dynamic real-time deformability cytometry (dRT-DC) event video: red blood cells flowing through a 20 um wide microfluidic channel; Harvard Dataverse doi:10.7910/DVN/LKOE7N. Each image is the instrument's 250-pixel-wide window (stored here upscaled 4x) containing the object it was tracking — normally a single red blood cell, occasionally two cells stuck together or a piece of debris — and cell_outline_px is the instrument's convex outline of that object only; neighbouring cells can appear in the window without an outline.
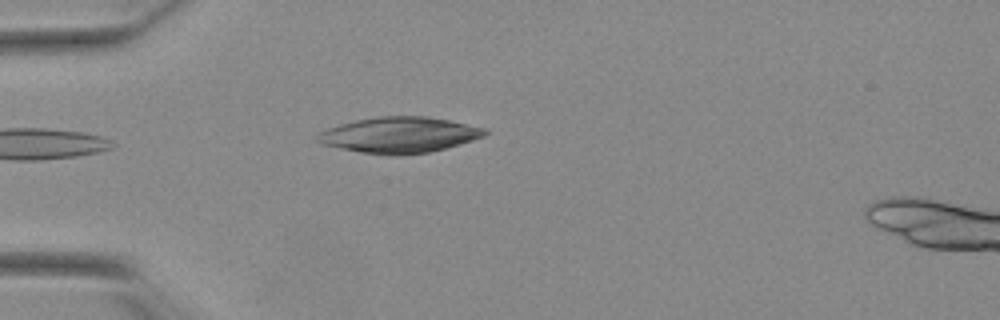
{"species": "Egyptian fruit bat (a non-hibernating species)", "species_latin": "Rousettus aegyptiacus", "temperature_condition": "warm", "stored_images_in_passage": 36, "camera_frame_rate_fps": 3000, "um_per_image_px": 0.085, "animal": {"sex": "female"}, "frame": {"image": 1, "passage_image": 1, "time_ms": 0.0, "image_size_px": [1000, 320], "cell_outline_px": [[488, 132], [484, 136], [460, 144], [428, 152], [360, 152], [320, 144], [316, 140], [316, 136], [320, 132], [328, 128], [340, 124], [356, 120], [380, 116], [428, 116], [488, 128]], "centroid_in_image_um": [33.95, 11.42], "position_along_channel_um": 51.0, "area_um2": 33.93}}
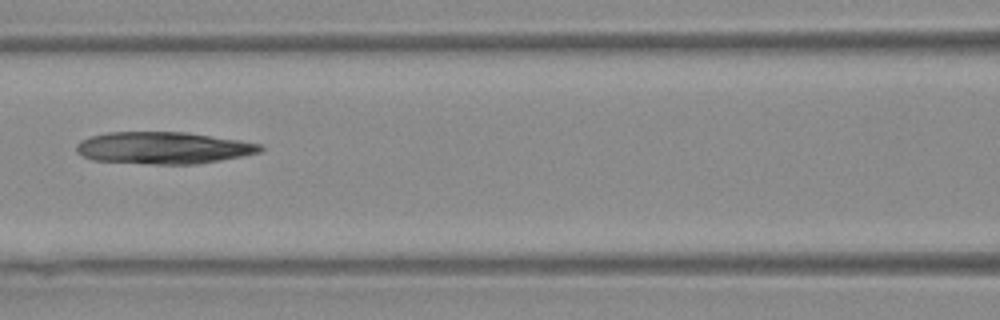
{"frame": {"image": 2, "passage_image": 10, "time_ms": 3.0, "image_size_px": [1000, 320], "cell_outline_px": [[264, 148], [260, 152], [220, 160], [196, 164], [152, 164], [92, 160], [76, 152], [76, 144], [80, 140], [92, 136], [108, 132], [184, 132], [240, 140], [260, 144]], "centroid_in_image_um": [13.85, 12.57], "position_along_channel_um": 152.7, "area_um2": 34.1}}
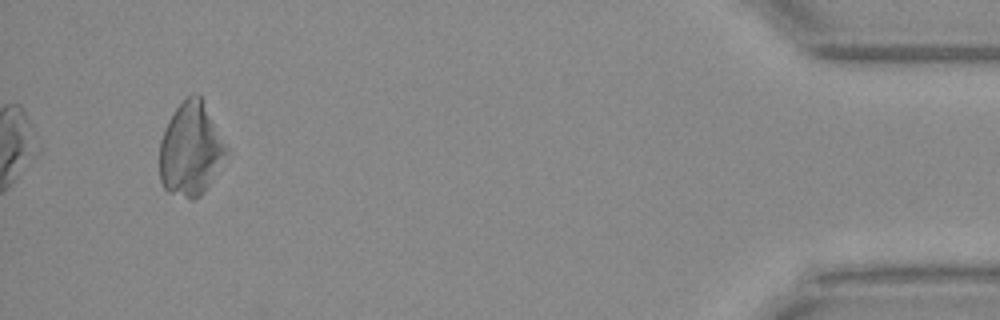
{"frame": {"image": 3, "passage_image": 36, "time_ms": 11.667, "image_size_px": [1000, 320], "cell_outline_px": [[228, 152], [204, 192], [200, 196], [192, 200], [188, 200], [168, 192], [164, 188], [160, 180], [160, 140], [164, 128], [168, 120], [176, 108], [188, 96], [196, 92], [200, 96], [228, 148]], "centroid_in_image_um": [16.19, 12.72], "position_along_channel_um": 419.0, "area_um2": 36.07}}